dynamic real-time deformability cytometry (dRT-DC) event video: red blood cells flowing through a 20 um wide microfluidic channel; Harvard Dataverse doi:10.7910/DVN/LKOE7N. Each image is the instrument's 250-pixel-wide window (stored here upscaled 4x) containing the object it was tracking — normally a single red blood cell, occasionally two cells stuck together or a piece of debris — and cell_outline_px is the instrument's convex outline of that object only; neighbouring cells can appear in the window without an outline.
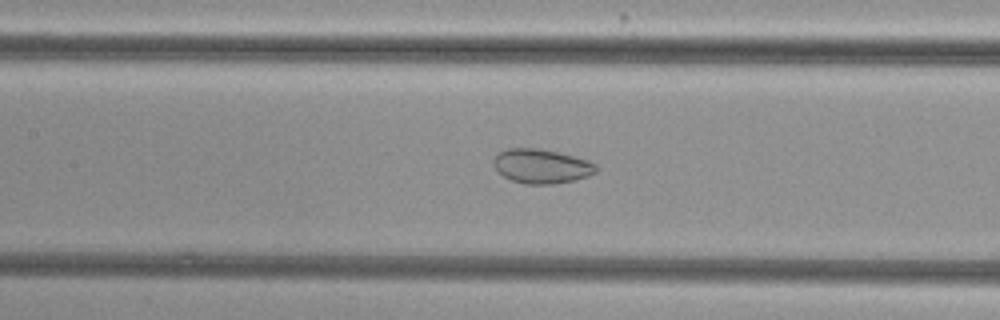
{"species": "common noctule bat (a hibernating species)", "species_latin": "Nyctalus noctula", "temperature_condition": "cold", "stored_images_in_passage": 40, "camera_frame_rate_fps": 3000, "um_per_image_px": 0.085, "animal": {"sex": "female", "body_mass_g": 29.2, "forearm_length_mm": 56.3}, "frame": {"image": 1, "passage_image": 12, "time_ms": 3.667, "image_size_px": [1000, 320], "cell_outline_px": [[596, 172], [588, 176], [556, 184], [524, 184], [512, 180], [504, 176], [492, 164], [492, 160], [500, 152], [508, 148], [540, 148], [588, 160], [596, 164]], "centroid_in_image_um": [46.01, 14.13], "position_along_channel_um": 161.4, "area_um2": 20.35}}
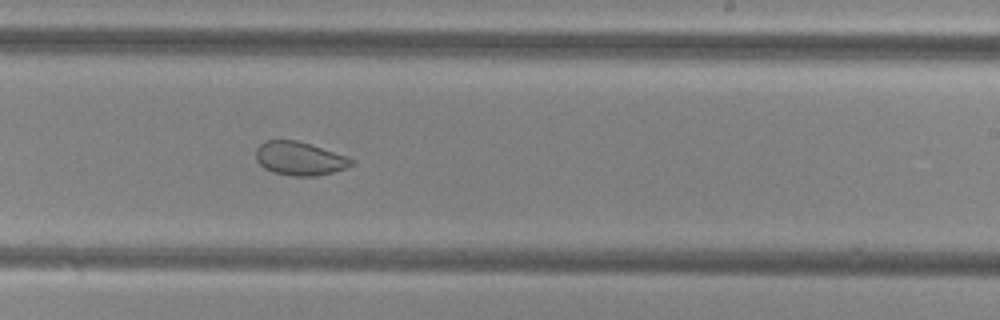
{"frame": {"image": 2, "passage_image": 20, "time_ms": 6.333, "image_size_px": [1000, 320], "cell_outline_px": [[356, 160], [348, 168], [316, 176], [292, 176], [272, 172], [264, 168], [256, 160], [256, 148], [264, 140], [296, 140], [348, 156]], "centroid_in_image_um": [25.47, 13.48], "position_along_channel_um": 263.5, "area_um2": 18.79}}
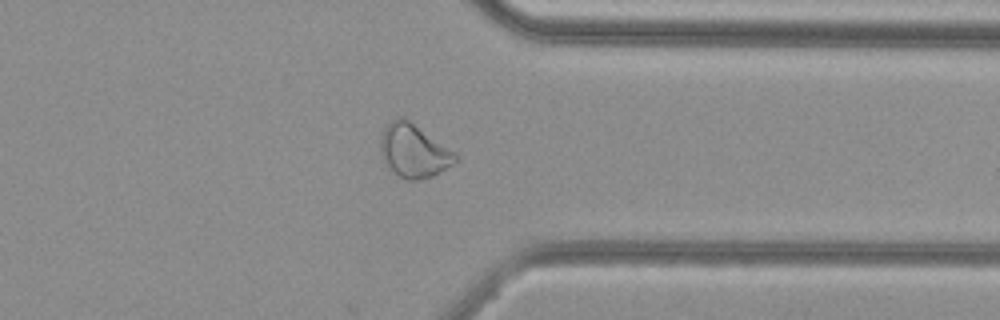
{"frame": {"image": 3, "passage_image": 29, "time_ms": 9.333, "image_size_px": [1000, 320], "cell_outline_px": [[456, 160], [452, 164], [440, 172], [432, 176], [416, 180], [408, 180], [400, 176], [388, 168], [380, 152], [380, 136], [384, 128], [392, 120], [400, 116], [404, 116], [456, 152]], "centroid_in_image_um": [35.15, 12.8], "position_along_channel_um": 376.3, "area_um2": 23.24}, "authors_computed_cell_mechanics": {"area_um2": 22.253, "velocity_mm_per_s": 3.8619, "shape_relaxation_time_tau1_ms": null, "shape_relaxation_time_tau2_ms": 2.442, "deformation_change_tau1": null, "deformation_change_tau2": 0.0619}}